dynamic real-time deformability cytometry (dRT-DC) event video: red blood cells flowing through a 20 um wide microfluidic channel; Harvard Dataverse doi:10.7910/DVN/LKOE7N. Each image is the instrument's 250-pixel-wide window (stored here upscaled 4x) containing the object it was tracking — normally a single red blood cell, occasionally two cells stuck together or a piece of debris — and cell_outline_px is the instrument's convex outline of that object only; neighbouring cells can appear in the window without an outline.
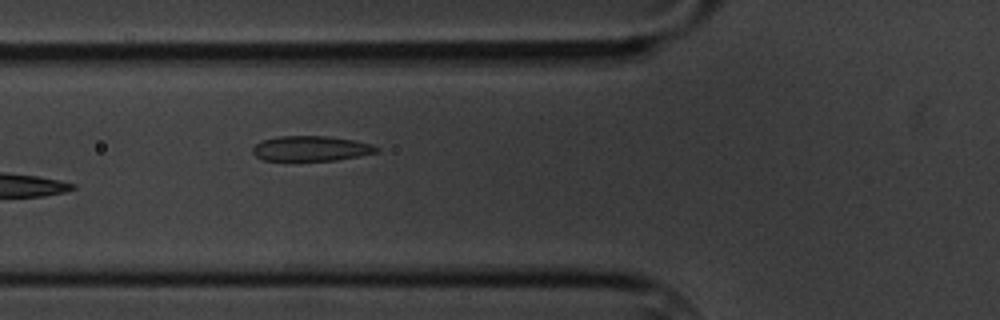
{"species": "common noctule bat (a hibernating species)", "species_latin": "Nyctalus noctula", "temperature_condition": "cold", "stored_images_in_passage": 6, "camera_frame_rate_fps": 3000, "um_per_image_px": 0.085, "animal": {"sex": "male", "body_mass_g": 20.1, "forearm_length_mm": 53.5}, "frame": {"image": 1, "passage_image": 6, "time_ms": 6.667, "image_size_px": [1000, 320], "cell_outline_px": [[380, 152], [360, 156], [336, 160], [264, 160], [256, 156], [252, 152], [252, 148], [256, 144], [264, 140], [280, 136], [328, 136], [356, 140], [372, 144], [380, 148]], "centroid_in_image_um": [26.51, 12.62], "position_along_channel_um": 99.3, "area_um2": 18.15}}